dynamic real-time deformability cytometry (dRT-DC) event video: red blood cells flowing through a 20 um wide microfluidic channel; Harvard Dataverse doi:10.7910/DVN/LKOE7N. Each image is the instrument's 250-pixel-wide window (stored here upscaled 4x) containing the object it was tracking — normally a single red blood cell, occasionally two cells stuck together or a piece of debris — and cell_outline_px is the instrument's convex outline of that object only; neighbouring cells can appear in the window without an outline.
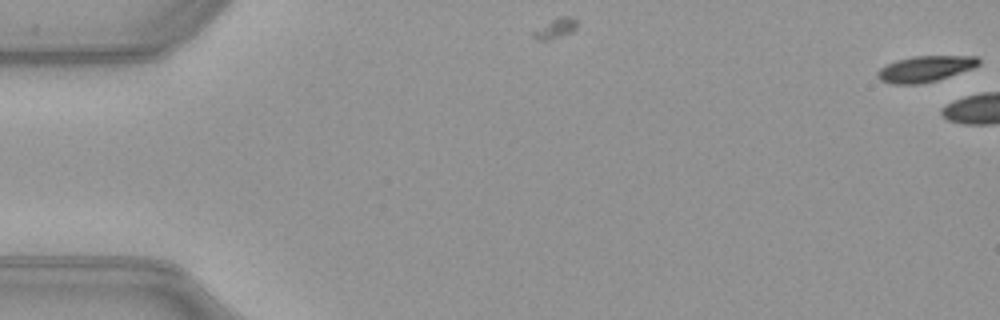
{"species": "common noctule bat (a hibernating species)", "species_latin": "Nyctalus noctula", "temperature_condition": "warm", "stored_images_in_passage": 5, "camera_frame_rate_fps": 3000, "um_per_image_px": 0.085, "animal": {"sex": "female", "body_mass_g": 21.9}, "frame": {"image": 1, "passage_image": 1, "time_ms": 0.0, "image_size_px": [1000, 320], "cell_outline_px": [[980, 64], [972, 68], [936, 80], [920, 84], [892, 84], [880, 80], [876, 76], [876, 72], [880, 68], [896, 60], [912, 56], [976, 56], [980, 60]], "centroid_in_image_um": [78.6, 5.85], "position_along_channel_um": 6.4, "area_um2": 15.2}}